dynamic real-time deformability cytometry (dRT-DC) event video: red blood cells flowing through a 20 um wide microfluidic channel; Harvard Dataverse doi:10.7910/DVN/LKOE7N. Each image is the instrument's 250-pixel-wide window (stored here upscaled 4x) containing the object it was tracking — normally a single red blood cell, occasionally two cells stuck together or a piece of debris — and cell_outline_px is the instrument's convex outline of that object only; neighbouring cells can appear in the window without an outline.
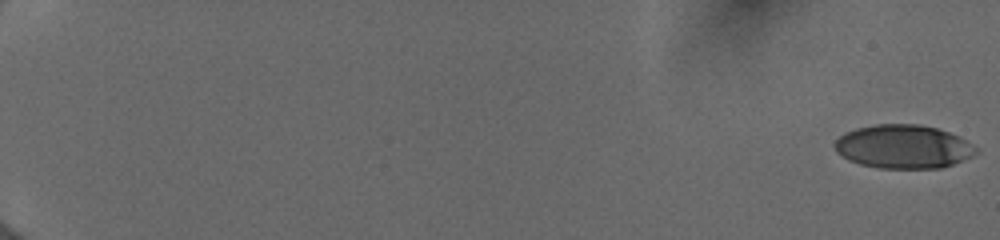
{"species": "human", "species_latin": "Homo sapiens", "temperature_condition": "cold", "stored_images_in_passage": 55, "camera_frame_rate_fps": 3000, "um_per_image_px": 0.085, "donor": {"sex": "female"}, "frame": {"image": 1, "passage_image": 1, "time_ms": 0.0, "image_size_px": [1000, 240], "cell_outline_px": [[980, 152], [972, 156], [952, 164], [940, 168], [876, 168], [860, 164], [848, 160], [836, 152], [832, 144], [844, 132], [856, 128], [876, 124], [920, 124], [936, 128], [960, 136], [980, 148]], "centroid_in_image_um": [76.79, 12.46], "position_along_channel_um": 8.2, "area_um2": 36.3}}
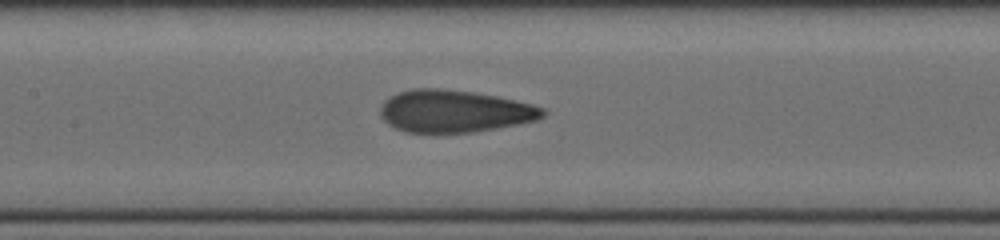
{"frame": {"image": 2, "passage_image": 30, "time_ms": 9.667, "image_size_px": [1000, 240], "cell_outline_px": [[548, 112], [544, 116], [536, 120], [520, 124], [472, 132], [404, 132], [388, 124], [380, 116], [380, 108], [384, 100], [400, 92], [412, 88], [440, 88], [472, 92], [496, 96], [516, 100], [532, 104], [544, 108]], "centroid_in_image_um": [38.64, 9.45], "position_along_channel_um": 168.8, "area_um2": 40.06}}
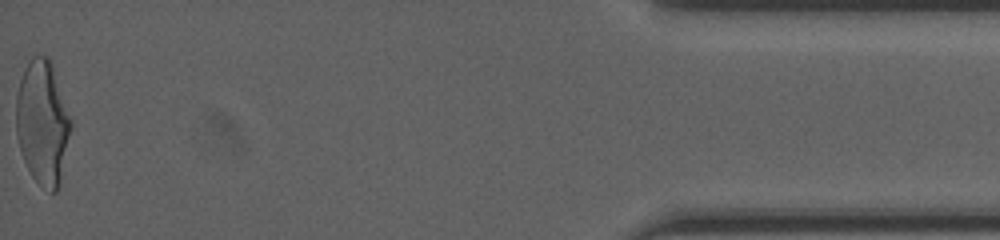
{"frame": {"image": 3, "passage_image": 55, "time_ms": 18.0, "image_size_px": [1000, 240], "cell_outline_px": [[72, 124], [60, 184], [56, 192], [52, 192], [40, 184], [32, 176], [24, 160], [20, 148], [16, 132], [16, 96], [20, 80], [24, 68], [32, 56], [48, 56], [52, 64], [72, 120]], "centroid_in_image_um": [3.63, 10.4], "position_along_channel_um": 431.6, "area_um2": 39.48}, "authors_computed_cell_mechanics": {"area_um2": 38.6104, "velocity_mm_per_s": 4.0144, "shape_relaxation_time_tau1_ms": 6.3269, "shape_relaxation_time_tau2_ms": 0.9601, "deformation_change_tau1": 0.1951, "deformation_change_tau2": 0.0887}}